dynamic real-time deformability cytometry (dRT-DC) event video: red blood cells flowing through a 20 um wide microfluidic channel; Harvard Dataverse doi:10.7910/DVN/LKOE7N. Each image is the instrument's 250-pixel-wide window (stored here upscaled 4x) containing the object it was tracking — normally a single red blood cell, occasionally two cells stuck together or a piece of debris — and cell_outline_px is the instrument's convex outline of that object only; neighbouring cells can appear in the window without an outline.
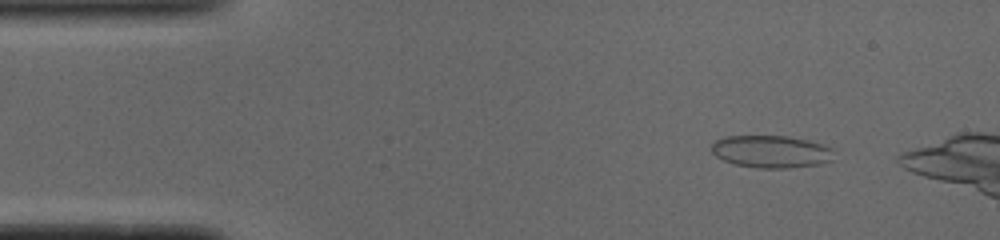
{"species": "common noctule bat (a hibernating species)", "species_latin": "Nyctalus noctula", "temperature_condition": "cold", "stored_images_in_passage": 10, "camera_frame_rate_fps": 3000, "um_per_image_px": 0.085, "animal": {"sex": "male", "body_mass_g": 19.0, "forearm_length_mm": 50.8}, "frame": {"image": 1, "passage_image": 2, "time_ms": 0.333, "image_size_px": [1000, 240], "cell_outline_px": [[832, 160], [820, 164], [788, 168], [756, 168], [736, 164], [724, 160], [716, 156], [712, 152], [712, 144], [716, 140], [724, 136], [788, 136], [808, 140], [832, 148]], "centroid_in_image_um": [65.54, 12.88], "position_along_channel_um": 19.5, "area_um2": 23.0}}